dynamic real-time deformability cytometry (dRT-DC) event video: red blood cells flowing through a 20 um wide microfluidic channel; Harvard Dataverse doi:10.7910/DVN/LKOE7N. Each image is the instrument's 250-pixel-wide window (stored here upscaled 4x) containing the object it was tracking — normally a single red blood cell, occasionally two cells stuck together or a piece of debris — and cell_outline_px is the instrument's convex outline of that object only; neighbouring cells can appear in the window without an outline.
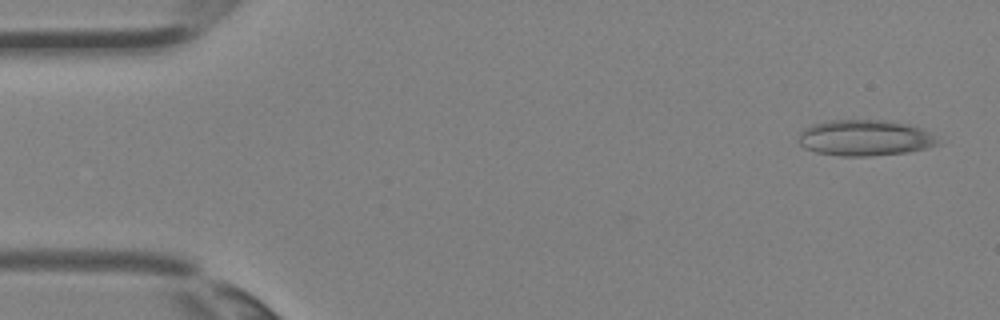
{"species": "Egyptian fruit bat (a non-hibernating species)", "species_latin": "Rousettus aegyptiacus", "temperature_condition": "room temperature", "stored_images_in_passage": 3, "camera_frame_rate_fps": 3000, "um_per_image_px": 0.085, "animal": {"sex": "female"}, "frame": {"image": 1, "passage_image": 1, "time_ms": 0.0, "image_size_px": [1000, 320], "cell_outline_px": [[944, 144], [928, 148], [908, 152], [872, 156], [840, 156], [816, 152], [804, 148], [800, 144], [800, 132], [804, 128], [812, 124], [828, 120], [884, 120], [908, 124], [920, 128], [936, 136]], "centroid_in_image_um": [73.56, 11.72], "position_along_channel_um": 11.4, "area_um2": 29.48}}